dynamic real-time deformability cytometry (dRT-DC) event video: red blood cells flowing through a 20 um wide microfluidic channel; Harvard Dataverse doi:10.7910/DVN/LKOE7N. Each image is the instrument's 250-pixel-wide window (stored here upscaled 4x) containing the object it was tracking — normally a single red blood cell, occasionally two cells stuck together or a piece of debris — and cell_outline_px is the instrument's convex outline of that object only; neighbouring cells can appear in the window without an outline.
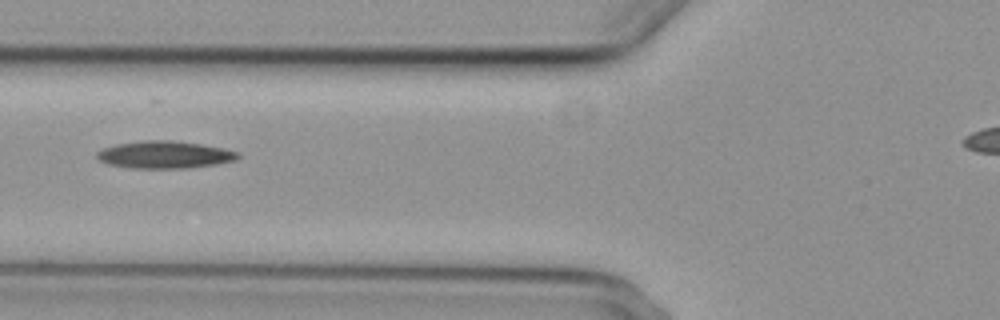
{"species": "common noctule bat (a hibernating species)", "species_latin": "Nyctalus noctula", "temperature_condition": "cold", "stored_images_in_passage": 3, "camera_frame_rate_fps": 3000, "um_per_image_px": 0.085, "animal": {"sex": "female", "body_mass_g": 29.2, "forearm_length_mm": 56.3}, "frame": {"image": 1, "passage_image": 3, "time_ms": 2.333, "image_size_px": [1000, 320], "cell_outline_px": [[240, 156], [236, 160], [216, 164], [188, 168], [132, 168], [108, 164], [100, 160], [96, 156], [96, 152], [104, 148], [116, 144], [144, 140], [172, 140], [200, 144], [224, 148], [240, 152]], "centroid_in_image_um": [14.01, 13.15], "position_along_channel_um": 111.8, "area_um2": 22.48}}